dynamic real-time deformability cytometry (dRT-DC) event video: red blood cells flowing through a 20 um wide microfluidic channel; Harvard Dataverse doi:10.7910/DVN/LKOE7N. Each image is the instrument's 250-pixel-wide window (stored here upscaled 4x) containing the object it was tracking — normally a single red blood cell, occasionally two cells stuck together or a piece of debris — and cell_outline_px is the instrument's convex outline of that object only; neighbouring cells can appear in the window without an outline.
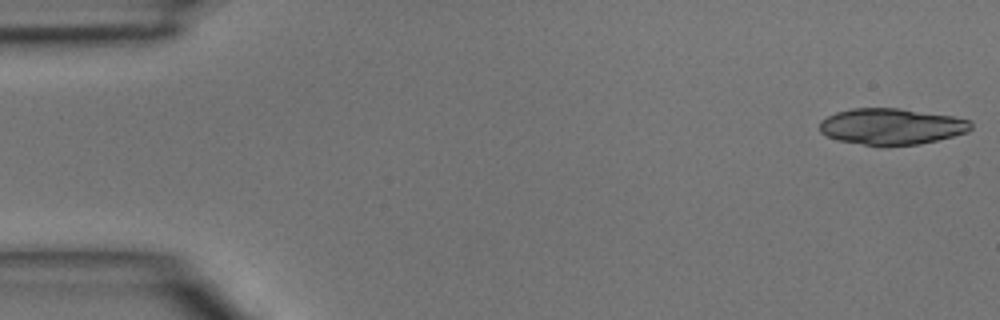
{"species": "common noctule bat (a hibernating species)", "species_latin": "Nyctalus noctula", "temperature_condition": "room temperature", "stored_images_in_passage": 45, "camera_frame_rate_fps": 3000, "um_per_image_px": 0.085, "animal": {"sex": "male", "body_mass_g": 15.6}, "frame": {"image": 1, "passage_image": 1, "time_ms": 0.0, "image_size_px": [1000, 320], "cell_outline_px": [[972, 128], [968, 132], [920, 144], [888, 148], [880, 148], [836, 140], [820, 132], [820, 120], [836, 112], [852, 108], [900, 108], [952, 116], [972, 120]], "centroid_in_image_um": [75.76, 10.78], "position_along_channel_um": 9.2, "area_um2": 32.71}}